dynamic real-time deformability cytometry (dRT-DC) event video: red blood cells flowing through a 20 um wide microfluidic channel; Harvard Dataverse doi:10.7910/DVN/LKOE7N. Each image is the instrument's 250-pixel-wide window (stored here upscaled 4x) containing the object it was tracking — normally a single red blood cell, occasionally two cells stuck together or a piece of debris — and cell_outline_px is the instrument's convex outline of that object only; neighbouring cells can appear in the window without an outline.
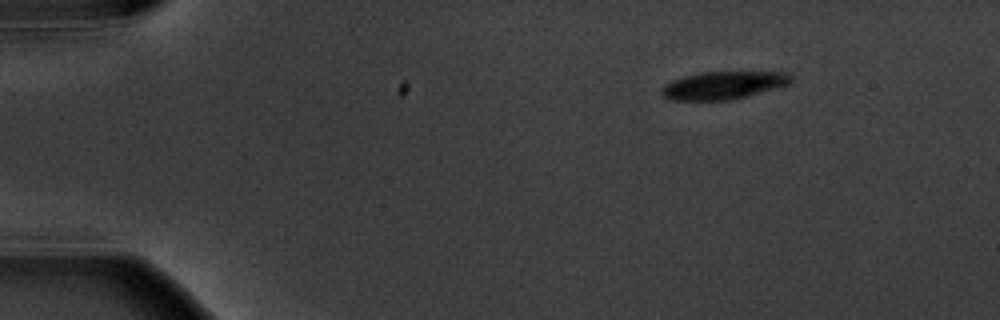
{"species": "common noctule bat (a hibernating species)", "species_latin": "Nyctalus noctula", "temperature_condition": "warm", "stored_images_in_passage": 3, "camera_frame_rate_fps": 3000, "um_per_image_px": 0.085, "animal": {"sex": "male", "body_mass_g": 20.1, "forearm_length_mm": 53.5}, "frame": {"image": 1, "passage_image": 1, "time_ms": 0.0, "image_size_px": [1000, 320], "cell_outline_px": [[792, 84], [732, 100], [672, 100], [664, 96], [660, 92], [660, 88], [664, 84], [672, 80], [684, 76], [700, 72], [788, 72], [792, 76]], "centroid_in_image_um": [61.5, 7.25], "position_along_channel_um": 23.5, "area_um2": 21.15}}
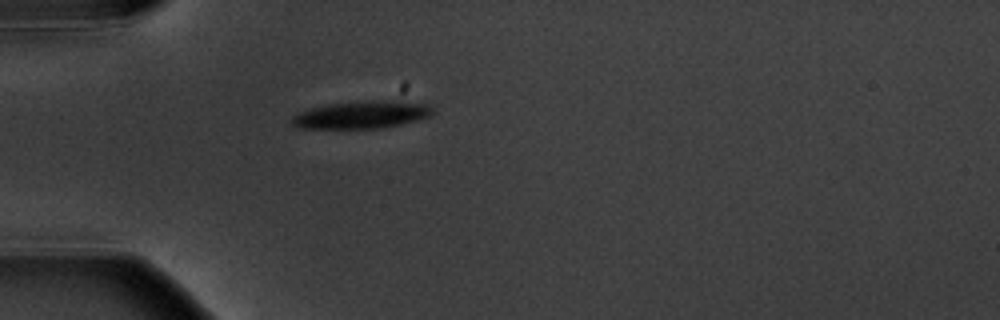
{"frame": {"image": 2, "passage_image": 3, "time_ms": 3.0, "image_size_px": [1000, 320], "cell_outline_px": [[432, 116], [400, 124], [376, 128], [296, 128], [292, 124], [292, 116], [300, 112], [312, 108], [328, 104], [428, 104], [432, 108]], "centroid_in_image_um": [30.62, 9.83], "position_along_channel_um": 54.4, "area_um2": 20.63}}